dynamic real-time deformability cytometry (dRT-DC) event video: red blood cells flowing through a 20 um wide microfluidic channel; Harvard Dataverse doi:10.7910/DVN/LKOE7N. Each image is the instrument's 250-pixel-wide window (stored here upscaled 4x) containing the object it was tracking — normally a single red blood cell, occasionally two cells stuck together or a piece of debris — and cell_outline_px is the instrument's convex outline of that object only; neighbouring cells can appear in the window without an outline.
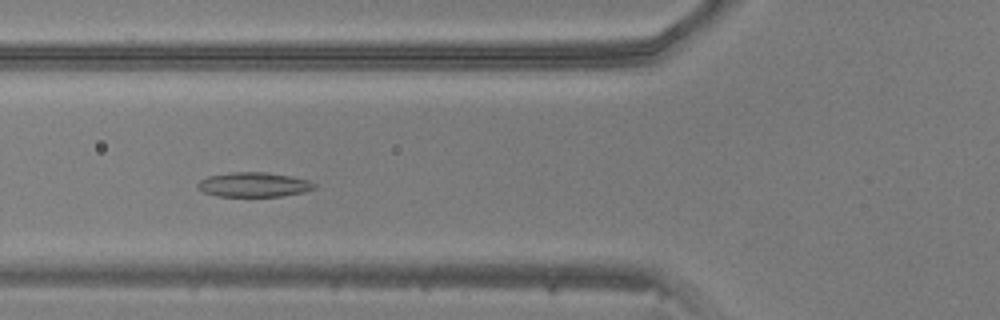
{"species": "common noctule bat (a hibernating species)", "species_latin": "Nyctalus noctula", "temperature_condition": "warm", "stored_images_in_passage": 47, "camera_frame_rate_fps": 3000, "um_per_image_px": 0.085, "animal": {"sex": "male", "body_mass_g": 20.5, "forearm_length_mm": 52.5}, "frame": {"image": 1, "passage_image": 17, "time_ms": 5.333, "image_size_px": [1000, 320], "cell_outline_px": [[316, 188], [304, 192], [280, 196], [220, 196], [204, 192], [196, 188], [196, 184], [200, 180], [208, 176], [232, 172], [264, 172], [288, 176], [308, 180], [316, 184]], "centroid_in_image_um": [21.55, 15.69], "position_along_channel_um": 104.3, "area_um2": 16.59}}
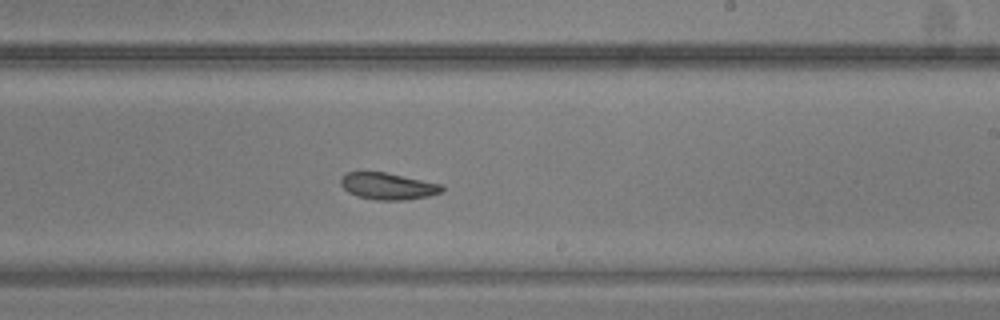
{"frame": {"image": 2, "passage_image": 28, "time_ms": 9.0, "image_size_px": [1000, 320], "cell_outline_px": [[444, 192], [428, 196], [404, 200], [376, 200], [356, 196], [348, 192], [340, 184], [340, 176], [348, 172], [384, 172], [444, 184]], "centroid_in_image_um": [32.99, 15.82], "position_along_channel_um": 256.0, "area_um2": 15.95}}
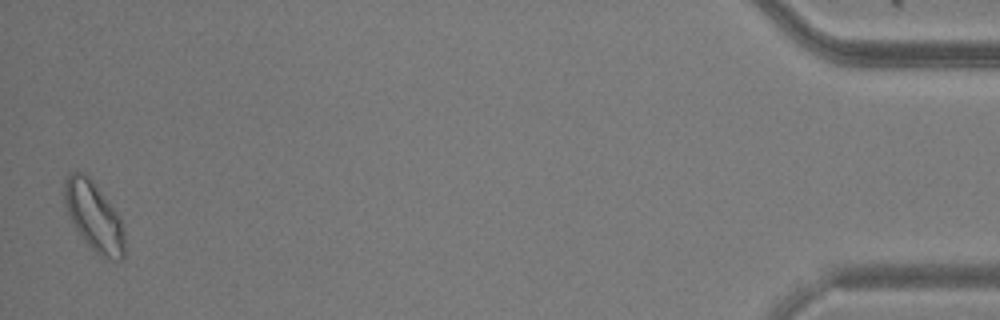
{"frame": {"image": 3, "passage_image": 47, "time_ms": 15.333, "image_size_px": [1000, 320], "cell_outline_px": [[124, 256], [116, 264], [100, 256], [80, 236], [64, 204], [64, 180], [68, 172], [84, 172], [96, 184], [116, 212], [120, 220], [124, 232]], "centroid_in_image_um": [7.99, 18.41], "position_along_channel_um": 427.2, "area_um2": 24.28}}